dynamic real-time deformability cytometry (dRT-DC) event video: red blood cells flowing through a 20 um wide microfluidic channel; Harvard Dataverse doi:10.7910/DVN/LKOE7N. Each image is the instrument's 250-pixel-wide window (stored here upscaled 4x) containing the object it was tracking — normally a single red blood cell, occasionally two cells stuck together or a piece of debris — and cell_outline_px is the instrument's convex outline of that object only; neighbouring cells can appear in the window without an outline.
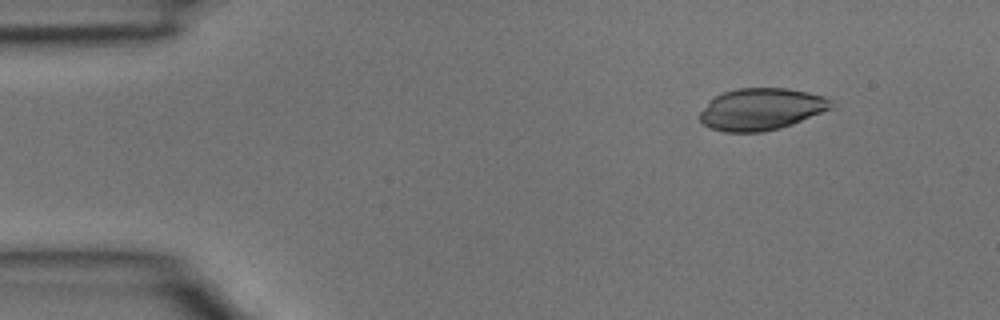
{"species": "common noctule bat (a hibernating species)", "species_latin": "Nyctalus noctula", "temperature_condition": "room temperature", "stored_images_in_passage": 3, "camera_frame_rate_fps": 3000, "um_per_image_px": 0.085, "animal": {"sex": "male", "body_mass_g": 15.6}, "frame": {"image": 1, "passage_image": 1, "time_ms": 0.0, "image_size_px": [1000, 320], "cell_outline_px": [[832, 108], [792, 124], [780, 128], [764, 132], [724, 132], [712, 128], [704, 124], [700, 120], [700, 112], [716, 96], [724, 92], [736, 88], [788, 88], [808, 92], [824, 96], [832, 100]], "centroid_in_image_um": [64.73, 9.28], "position_along_channel_um": 20.3, "area_um2": 31.85}}